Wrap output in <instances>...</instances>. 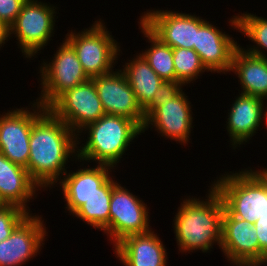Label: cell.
Returning a JSON list of instances; mask_svg holds the SVG:
<instances>
[{
  "label": "cell",
  "mask_w": 267,
  "mask_h": 266,
  "mask_svg": "<svg viewBox=\"0 0 267 266\" xmlns=\"http://www.w3.org/2000/svg\"><path fill=\"white\" fill-rule=\"evenodd\" d=\"M217 28L206 20L197 30L193 49L208 71L225 74L230 71L234 53L240 45Z\"/></svg>",
  "instance_id": "2e32d148"
},
{
  "label": "cell",
  "mask_w": 267,
  "mask_h": 266,
  "mask_svg": "<svg viewBox=\"0 0 267 266\" xmlns=\"http://www.w3.org/2000/svg\"><path fill=\"white\" fill-rule=\"evenodd\" d=\"M27 169L13 163L0 152V205L17 206L30 212L27 202L41 190ZM28 208V209H27Z\"/></svg>",
  "instance_id": "ffe728a7"
},
{
  "label": "cell",
  "mask_w": 267,
  "mask_h": 266,
  "mask_svg": "<svg viewBox=\"0 0 267 266\" xmlns=\"http://www.w3.org/2000/svg\"><path fill=\"white\" fill-rule=\"evenodd\" d=\"M210 188L206 201L191 197L178 207L173 227L180 252L201 250L207 253L215 243L221 250L225 207L220 194L212 185Z\"/></svg>",
  "instance_id": "7a4b0ae2"
},
{
  "label": "cell",
  "mask_w": 267,
  "mask_h": 266,
  "mask_svg": "<svg viewBox=\"0 0 267 266\" xmlns=\"http://www.w3.org/2000/svg\"><path fill=\"white\" fill-rule=\"evenodd\" d=\"M144 37L148 38L150 48L140 53L149 63L150 67L164 81L176 82V73L173 63V48L162 43L141 22H138Z\"/></svg>",
  "instance_id": "cb8c5ba5"
},
{
  "label": "cell",
  "mask_w": 267,
  "mask_h": 266,
  "mask_svg": "<svg viewBox=\"0 0 267 266\" xmlns=\"http://www.w3.org/2000/svg\"><path fill=\"white\" fill-rule=\"evenodd\" d=\"M147 205L117 183L110 199L109 225L103 230L115 246L127 236L151 230ZM150 226V227H149Z\"/></svg>",
  "instance_id": "9c48e42d"
},
{
  "label": "cell",
  "mask_w": 267,
  "mask_h": 266,
  "mask_svg": "<svg viewBox=\"0 0 267 266\" xmlns=\"http://www.w3.org/2000/svg\"><path fill=\"white\" fill-rule=\"evenodd\" d=\"M10 27L0 21V48L10 39ZM6 40V42H5Z\"/></svg>",
  "instance_id": "4dcf8cb0"
},
{
  "label": "cell",
  "mask_w": 267,
  "mask_h": 266,
  "mask_svg": "<svg viewBox=\"0 0 267 266\" xmlns=\"http://www.w3.org/2000/svg\"><path fill=\"white\" fill-rule=\"evenodd\" d=\"M139 20L162 43L185 49H193L197 30L206 21L195 14L159 9L144 12Z\"/></svg>",
  "instance_id": "30bf717a"
},
{
  "label": "cell",
  "mask_w": 267,
  "mask_h": 266,
  "mask_svg": "<svg viewBox=\"0 0 267 266\" xmlns=\"http://www.w3.org/2000/svg\"><path fill=\"white\" fill-rule=\"evenodd\" d=\"M184 86L181 82L165 81L153 95L152 101L143 109L145 119L159 106L174 98Z\"/></svg>",
  "instance_id": "83f0119b"
},
{
  "label": "cell",
  "mask_w": 267,
  "mask_h": 266,
  "mask_svg": "<svg viewBox=\"0 0 267 266\" xmlns=\"http://www.w3.org/2000/svg\"><path fill=\"white\" fill-rule=\"evenodd\" d=\"M264 101L256 96L241 93L231 105L226 129L233 149L245 144L255 135L260 123L265 119Z\"/></svg>",
  "instance_id": "ac0fdd59"
},
{
  "label": "cell",
  "mask_w": 267,
  "mask_h": 266,
  "mask_svg": "<svg viewBox=\"0 0 267 266\" xmlns=\"http://www.w3.org/2000/svg\"><path fill=\"white\" fill-rule=\"evenodd\" d=\"M267 264V256L255 261L251 266H262Z\"/></svg>",
  "instance_id": "1f68e13d"
},
{
  "label": "cell",
  "mask_w": 267,
  "mask_h": 266,
  "mask_svg": "<svg viewBox=\"0 0 267 266\" xmlns=\"http://www.w3.org/2000/svg\"><path fill=\"white\" fill-rule=\"evenodd\" d=\"M231 71L238 75L241 93L267 99V58L250 54L240 46L234 53Z\"/></svg>",
  "instance_id": "44dd1931"
},
{
  "label": "cell",
  "mask_w": 267,
  "mask_h": 266,
  "mask_svg": "<svg viewBox=\"0 0 267 266\" xmlns=\"http://www.w3.org/2000/svg\"><path fill=\"white\" fill-rule=\"evenodd\" d=\"M106 114L124 116L134 120L141 128L145 123L144 111L132 87L121 70L91 78Z\"/></svg>",
  "instance_id": "7c38bea8"
},
{
  "label": "cell",
  "mask_w": 267,
  "mask_h": 266,
  "mask_svg": "<svg viewBox=\"0 0 267 266\" xmlns=\"http://www.w3.org/2000/svg\"><path fill=\"white\" fill-rule=\"evenodd\" d=\"M231 173L221 175L212 186L233 217L253 225L266 209V180L252 169Z\"/></svg>",
  "instance_id": "277c9868"
},
{
  "label": "cell",
  "mask_w": 267,
  "mask_h": 266,
  "mask_svg": "<svg viewBox=\"0 0 267 266\" xmlns=\"http://www.w3.org/2000/svg\"><path fill=\"white\" fill-rule=\"evenodd\" d=\"M27 0H0V21L11 26Z\"/></svg>",
  "instance_id": "f1b7e54d"
},
{
  "label": "cell",
  "mask_w": 267,
  "mask_h": 266,
  "mask_svg": "<svg viewBox=\"0 0 267 266\" xmlns=\"http://www.w3.org/2000/svg\"><path fill=\"white\" fill-rule=\"evenodd\" d=\"M128 61L120 70L132 87L139 105L144 109L165 81L157 75L140 53Z\"/></svg>",
  "instance_id": "7402d4cb"
},
{
  "label": "cell",
  "mask_w": 267,
  "mask_h": 266,
  "mask_svg": "<svg viewBox=\"0 0 267 266\" xmlns=\"http://www.w3.org/2000/svg\"><path fill=\"white\" fill-rule=\"evenodd\" d=\"M221 249L233 266H251L259 260V242L254 226L233 217L226 209L222 218Z\"/></svg>",
  "instance_id": "5bb4252c"
},
{
  "label": "cell",
  "mask_w": 267,
  "mask_h": 266,
  "mask_svg": "<svg viewBox=\"0 0 267 266\" xmlns=\"http://www.w3.org/2000/svg\"><path fill=\"white\" fill-rule=\"evenodd\" d=\"M38 0H27L14 23L10 35L14 34L23 55L32 58L48 45L55 26L56 7ZM55 8V9H54Z\"/></svg>",
  "instance_id": "52a82bcc"
},
{
  "label": "cell",
  "mask_w": 267,
  "mask_h": 266,
  "mask_svg": "<svg viewBox=\"0 0 267 266\" xmlns=\"http://www.w3.org/2000/svg\"><path fill=\"white\" fill-rule=\"evenodd\" d=\"M102 22L101 19L97 20L91 28L84 29L81 33L71 30V33L65 36L90 79L112 72L120 53L119 43L113 39Z\"/></svg>",
  "instance_id": "5b68a950"
},
{
  "label": "cell",
  "mask_w": 267,
  "mask_h": 266,
  "mask_svg": "<svg viewBox=\"0 0 267 266\" xmlns=\"http://www.w3.org/2000/svg\"><path fill=\"white\" fill-rule=\"evenodd\" d=\"M117 183L111 176L99 188V192L90 197L73 216L85 221V224L103 231L109 225L110 199L112 189Z\"/></svg>",
  "instance_id": "603a6c76"
},
{
  "label": "cell",
  "mask_w": 267,
  "mask_h": 266,
  "mask_svg": "<svg viewBox=\"0 0 267 266\" xmlns=\"http://www.w3.org/2000/svg\"><path fill=\"white\" fill-rule=\"evenodd\" d=\"M49 63L40 66L41 96L37 102L48 108L66 90L80 85L90 78L84 72L73 47L64 40Z\"/></svg>",
  "instance_id": "8992f818"
},
{
  "label": "cell",
  "mask_w": 267,
  "mask_h": 266,
  "mask_svg": "<svg viewBox=\"0 0 267 266\" xmlns=\"http://www.w3.org/2000/svg\"><path fill=\"white\" fill-rule=\"evenodd\" d=\"M77 140L69 126L48 108L33 122L26 169L41 189L61 180L68 172L65 166L71 155L77 160Z\"/></svg>",
  "instance_id": "6da1fadb"
},
{
  "label": "cell",
  "mask_w": 267,
  "mask_h": 266,
  "mask_svg": "<svg viewBox=\"0 0 267 266\" xmlns=\"http://www.w3.org/2000/svg\"><path fill=\"white\" fill-rule=\"evenodd\" d=\"M187 97L182 89L174 98L157 107L145 119L142 132L151 124V129L155 127L162 137L187 144L193 123L191 103Z\"/></svg>",
  "instance_id": "9a60e30c"
},
{
  "label": "cell",
  "mask_w": 267,
  "mask_h": 266,
  "mask_svg": "<svg viewBox=\"0 0 267 266\" xmlns=\"http://www.w3.org/2000/svg\"><path fill=\"white\" fill-rule=\"evenodd\" d=\"M17 206H0V242L7 239L13 230L29 215Z\"/></svg>",
  "instance_id": "4316f807"
},
{
  "label": "cell",
  "mask_w": 267,
  "mask_h": 266,
  "mask_svg": "<svg viewBox=\"0 0 267 266\" xmlns=\"http://www.w3.org/2000/svg\"><path fill=\"white\" fill-rule=\"evenodd\" d=\"M32 105L35 108L32 112L27 107L16 108L0 116V152L13 163L25 168L30 156L32 124L47 109L37 101Z\"/></svg>",
  "instance_id": "8fae6325"
},
{
  "label": "cell",
  "mask_w": 267,
  "mask_h": 266,
  "mask_svg": "<svg viewBox=\"0 0 267 266\" xmlns=\"http://www.w3.org/2000/svg\"><path fill=\"white\" fill-rule=\"evenodd\" d=\"M259 242V259L267 256V181H266V209L253 224Z\"/></svg>",
  "instance_id": "f546056e"
},
{
  "label": "cell",
  "mask_w": 267,
  "mask_h": 266,
  "mask_svg": "<svg viewBox=\"0 0 267 266\" xmlns=\"http://www.w3.org/2000/svg\"><path fill=\"white\" fill-rule=\"evenodd\" d=\"M114 167L98 164L95 168H80L76 172H66L59 180L64 195L67 210L72 215L110 178ZM110 170V171H109Z\"/></svg>",
  "instance_id": "e0dca14e"
},
{
  "label": "cell",
  "mask_w": 267,
  "mask_h": 266,
  "mask_svg": "<svg viewBox=\"0 0 267 266\" xmlns=\"http://www.w3.org/2000/svg\"><path fill=\"white\" fill-rule=\"evenodd\" d=\"M173 63L176 82H181L184 86L196 80L197 76H201L205 71L208 72L194 49L173 48Z\"/></svg>",
  "instance_id": "484cf974"
},
{
  "label": "cell",
  "mask_w": 267,
  "mask_h": 266,
  "mask_svg": "<svg viewBox=\"0 0 267 266\" xmlns=\"http://www.w3.org/2000/svg\"><path fill=\"white\" fill-rule=\"evenodd\" d=\"M113 248L125 266H166L167 250L152 229L143 234L125 237Z\"/></svg>",
  "instance_id": "d6986e66"
},
{
  "label": "cell",
  "mask_w": 267,
  "mask_h": 266,
  "mask_svg": "<svg viewBox=\"0 0 267 266\" xmlns=\"http://www.w3.org/2000/svg\"><path fill=\"white\" fill-rule=\"evenodd\" d=\"M229 23L231 27L239 30L257 45L251 46L249 49H244L246 52L267 58L265 50L267 51V19L258 17L251 13H242L241 15L233 16ZM264 53H263V52Z\"/></svg>",
  "instance_id": "d4e9b609"
},
{
  "label": "cell",
  "mask_w": 267,
  "mask_h": 266,
  "mask_svg": "<svg viewBox=\"0 0 267 266\" xmlns=\"http://www.w3.org/2000/svg\"><path fill=\"white\" fill-rule=\"evenodd\" d=\"M267 107H265V119H267V110H266ZM267 121V120H266Z\"/></svg>",
  "instance_id": "836d02e7"
},
{
  "label": "cell",
  "mask_w": 267,
  "mask_h": 266,
  "mask_svg": "<svg viewBox=\"0 0 267 266\" xmlns=\"http://www.w3.org/2000/svg\"><path fill=\"white\" fill-rule=\"evenodd\" d=\"M88 130L85 145L77 148V159L97 161L116 167L130 146V142L142 133V128L124 116L105 114L97 121L87 125L80 133ZM115 165V166H114Z\"/></svg>",
  "instance_id": "3957f363"
},
{
  "label": "cell",
  "mask_w": 267,
  "mask_h": 266,
  "mask_svg": "<svg viewBox=\"0 0 267 266\" xmlns=\"http://www.w3.org/2000/svg\"><path fill=\"white\" fill-rule=\"evenodd\" d=\"M41 218V215L29 214L7 239L0 242V266H22L37 256L47 236Z\"/></svg>",
  "instance_id": "4fadbf2b"
},
{
  "label": "cell",
  "mask_w": 267,
  "mask_h": 266,
  "mask_svg": "<svg viewBox=\"0 0 267 266\" xmlns=\"http://www.w3.org/2000/svg\"><path fill=\"white\" fill-rule=\"evenodd\" d=\"M48 109L77 135V146L82 129L106 114L92 79L66 90Z\"/></svg>",
  "instance_id": "ba28073f"
},
{
  "label": "cell",
  "mask_w": 267,
  "mask_h": 266,
  "mask_svg": "<svg viewBox=\"0 0 267 266\" xmlns=\"http://www.w3.org/2000/svg\"><path fill=\"white\" fill-rule=\"evenodd\" d=\"M267 181V168L256 170Z\"/></svg>",
  "instance_id": "d6a6232c"
}]
</instances>
